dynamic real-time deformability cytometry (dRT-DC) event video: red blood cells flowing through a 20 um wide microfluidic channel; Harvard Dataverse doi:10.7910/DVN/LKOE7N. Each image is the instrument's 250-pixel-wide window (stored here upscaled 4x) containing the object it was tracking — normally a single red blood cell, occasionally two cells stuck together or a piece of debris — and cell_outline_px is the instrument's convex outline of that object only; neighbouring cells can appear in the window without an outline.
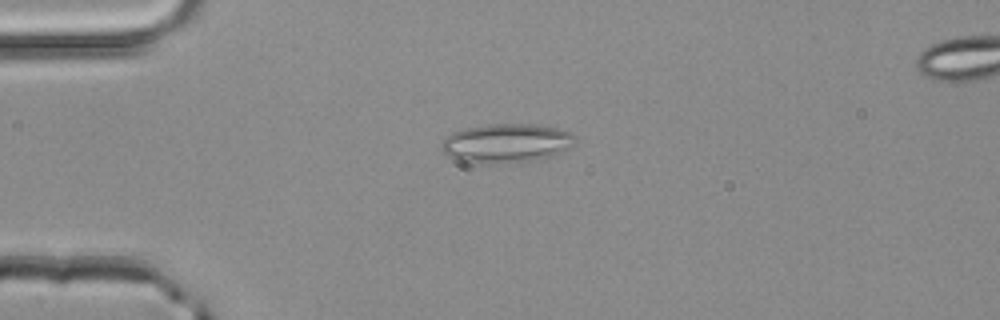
{"species": "common noctule bat (a hibernating species)", "species_latin": "Nyctalus noctula", "temperature_condition": "room temperature", "stored_images_in_passage": 3, "camera_frame_rate_fps": 3000, "um_per_image_px": 0.085, "animal": {"sex": "male", "body_mass_g": 20.4}, "frame": {"image": 1, "passage_image": 3, "time_ms": 0.667, "image_size_px": [1000, 320], "cell_outline_px": [[576, 140], [572, 144], [552, 156], [532, 160], [476, 164], [472, 164], [448, 156], [440, 148], [440, 144], [444, 136], [452, 132], [468, 128], [488, 124], [532, 124], [556, 128], [572, 132], [576, 136]], "centroid_in_image_um": [42.98, 12.16], "position_along_channel_um": 42.0, "area_um2": 30.23}}